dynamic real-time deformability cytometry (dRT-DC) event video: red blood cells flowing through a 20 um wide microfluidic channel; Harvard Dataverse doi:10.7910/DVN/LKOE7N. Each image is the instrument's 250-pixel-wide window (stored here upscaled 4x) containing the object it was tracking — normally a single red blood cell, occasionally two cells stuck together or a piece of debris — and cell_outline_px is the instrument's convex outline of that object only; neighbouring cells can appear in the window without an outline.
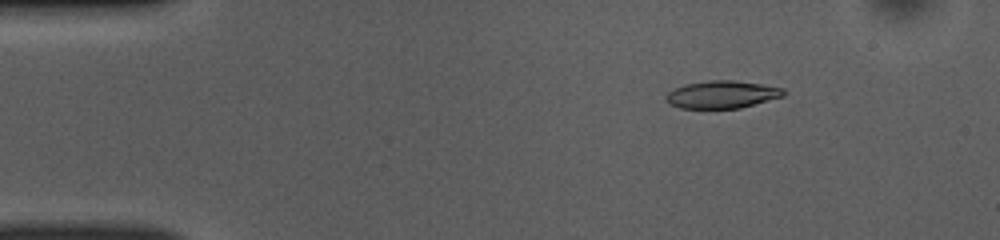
{"species": "common noctule bat (a hibernating species)", "species_latin": "Nyctalus noctula", "temperature_condition": "room temperature", "stored_images_in_passage": 15, "camera_frame_rate_fps": 3000, "um_per_image_px": 0.085, "animal": {"sex": "female", "body_mass_g": 10.0, "forearm_length_mm": 53.1}, "frame": {"image": 1, "passage_image": 7, "time_ms": 2.0, "image_size_px": [1000, 240], "cell_outline_px": [[784, 96], [740, 108], [680, 108], [668, 104], [664, 100], [664, 96], [668, 92], [684, 84], [708, 80], [732, 80], [760, 84], [784, 88]], "centroid_in_image_um": [61.32, 8.03], "position_along_channel_um": 23.7, "area_um2": 18.9}}